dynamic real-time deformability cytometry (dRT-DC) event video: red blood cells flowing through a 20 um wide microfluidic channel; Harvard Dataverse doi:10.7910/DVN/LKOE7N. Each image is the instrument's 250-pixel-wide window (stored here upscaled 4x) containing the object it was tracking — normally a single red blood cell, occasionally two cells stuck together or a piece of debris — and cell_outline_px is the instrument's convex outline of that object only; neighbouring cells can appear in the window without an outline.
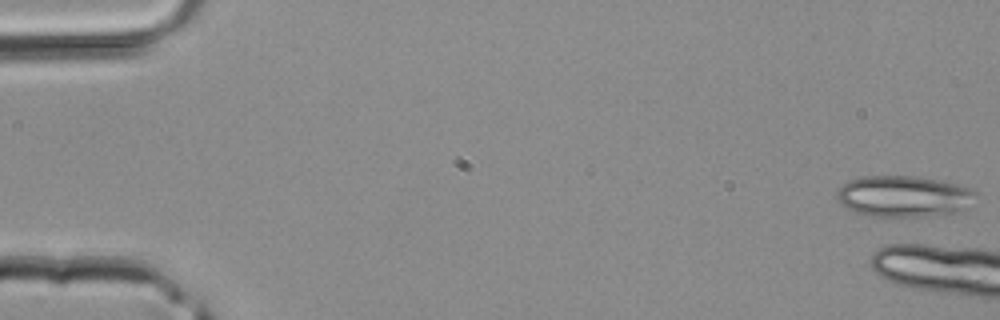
{"species": "common noctule bat (a hibernating species)", "species_latin": "Nyctalus noctula", "temperature_condition": "room temperature", "stored_images_in_passage": 4, "camera_frame_rate_fps": 3000, "um_per_image_px": 0.085, "animal": {"sex": "male", "body_mass_g": 20.4}, "frame": {"image": 1, "passage_image": 1, "time_ms": 0.0, "image_size_px": [1000, 320], "cell_outline_px": [[980, 196], [960, 212], [928, 216], [868, 216], [856, 212], [848, 208], [836, 196], [836, 192], [848, 180], [860, 176], [916, 176], [940, 180], [976, 188], [980, 192]], "centroid_in_image_um": [76.93, 16.67], "position_along_channel_um": 8.1, "area_um2": 33.81}}